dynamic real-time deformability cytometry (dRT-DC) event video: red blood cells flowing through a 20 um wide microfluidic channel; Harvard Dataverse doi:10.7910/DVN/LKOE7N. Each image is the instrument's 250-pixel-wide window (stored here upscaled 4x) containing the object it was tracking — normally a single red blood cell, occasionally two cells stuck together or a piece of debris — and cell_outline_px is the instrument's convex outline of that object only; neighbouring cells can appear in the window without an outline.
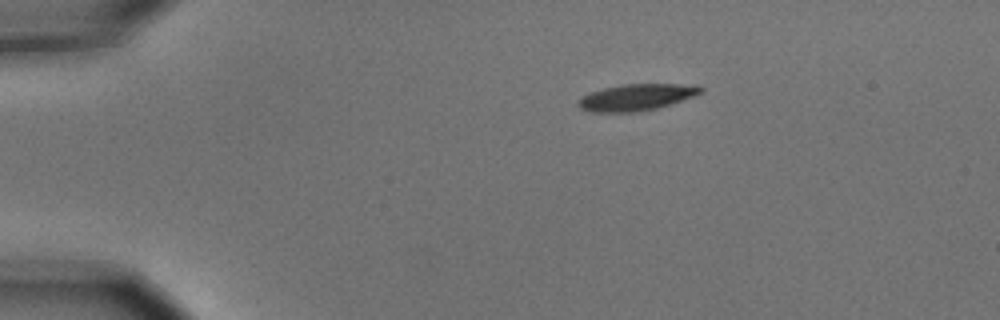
{"species": "common noctule bat (a hibernating species)", "species_latin": "Nyctalus noctula", "temperature_condition": "cold", "stored_images_in_passage": 2, "camera_frame_rate_fps": 3000, "um_per_image_px": 0.085, "animal": {"sex": "male", "body_mass_g": 15.6}, "frame": {"image": 1, "passage_image": 1, "time_ms": 0.0, "image_size_px": [1000, 320], "cell_outline_px": [[704, 92], [656, 108], [636, 112], [592, 112], [580, 108], [576, 104], [580, 96], [604, 88], [620, 84], [680, 84], [704, 88]], "centroid_in_image_um": [54.01, 8.27], "position_along_channel_um": 31.0, "area_um2": 18.67}}